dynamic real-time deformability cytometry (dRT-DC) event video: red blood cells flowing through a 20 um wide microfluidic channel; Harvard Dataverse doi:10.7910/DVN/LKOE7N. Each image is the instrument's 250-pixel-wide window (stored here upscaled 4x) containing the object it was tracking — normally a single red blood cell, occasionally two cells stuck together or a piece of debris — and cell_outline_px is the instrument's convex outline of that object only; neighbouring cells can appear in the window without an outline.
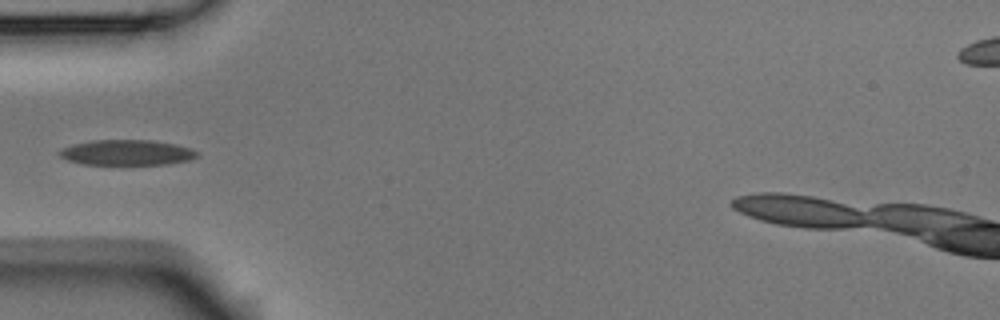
{"species": "Egyptian fruit bat (a non-hibernating species)", "species_latin": "Rousettus aegyptiacus", "temperature_condition": "room temperature", "stored_images_in_passage": 5, "camera_frame_rate_fps": 3000, "um_per_image_px": 0.085, "animal": {"sex": "male"}, "frame": {"image": 1, "passage_image": 5, "time_ms": 1.333, "image_size_px": [1000, 320], "cell_outline_px": [[200, 156], [188, 160], [168, 164], [84, 164], [68, 160], [60, 156], [56, 152], [60, 148], [72, 144], [92, 140], [152, 140], [176, 144], [192, 148], [200, 152]], "centroid_in_image_um": [10.8, 12.95], "position_along_channel_um": 74.2, "area_um2": 20.58}}